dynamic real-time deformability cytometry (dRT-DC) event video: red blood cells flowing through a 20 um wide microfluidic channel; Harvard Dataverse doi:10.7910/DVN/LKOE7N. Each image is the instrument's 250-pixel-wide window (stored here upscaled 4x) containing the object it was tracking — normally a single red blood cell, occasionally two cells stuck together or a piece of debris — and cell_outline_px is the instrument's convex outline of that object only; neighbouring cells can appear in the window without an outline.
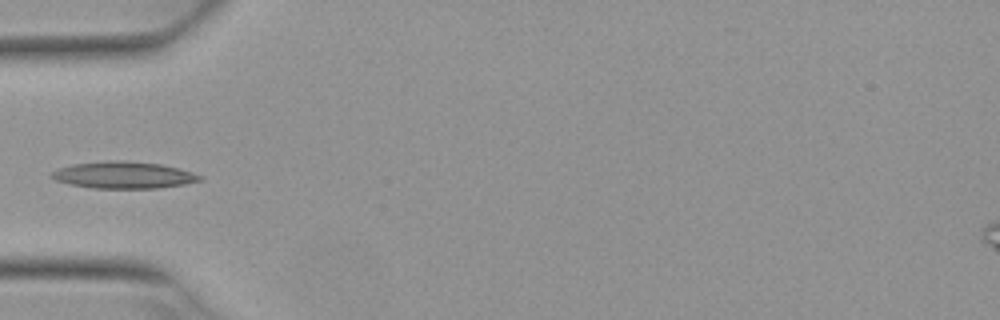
{"species": "Egyptian fruit bat (a non-hibernating species)", "species_latin": "Rousettus aegyptiacus", "temperature_condition": "warm", "stored_images_in_passage": 5, "camera_frame_rate_fps": 3000, "um_per_image_px": 0.085, "animal": {"sex": "female"}, "frame": {"image": 1, "passage_image": 5, "time_ms": 1.333, "image_size_px": [1000, 320], "cell_outline_px": [[204, 180], [184, 184], [160, 188], [92, 188], [68, 184], [56, 180], [48, 176], [52, 172], [60, 168], [72, 164], [104, 160], [124, 160], [160, 164], [192, 172], [204, 176]], "centroid_in_image_um": [10.5, 14.88], "position_along_channel_um": 74.5, "area_um2": 23.35}}